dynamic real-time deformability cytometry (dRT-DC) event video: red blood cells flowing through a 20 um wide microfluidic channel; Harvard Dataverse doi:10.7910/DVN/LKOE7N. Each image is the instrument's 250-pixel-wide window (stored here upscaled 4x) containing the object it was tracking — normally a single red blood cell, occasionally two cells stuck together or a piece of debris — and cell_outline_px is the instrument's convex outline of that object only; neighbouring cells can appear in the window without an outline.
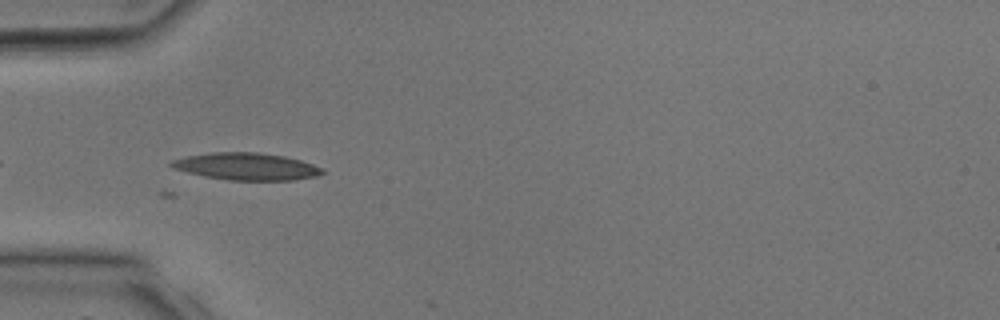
{"species": "common noctule bat (a hibernating species)", "species_latin": "Nyctalus noctula", "temperature_condition": "room temperature", "stored_images_in_passage": 14, "camera_frame_rate_fps": 3000, "um_per_image_px": 0.085, "animal": {"sex": "male", "body_mass_g": 17.9, "forearm_length_mm": 54.2}, "frame": {"image": 1, "passage_image": 10, "time_ms": 3.0, "image_size_px": [1000, 320], "cell_outline_px": [[324, 172], [316, 176], [292, 180], [228, 180], [188, 172], [172, 168], [168, 164], [172, 160], [184, 156], [212, 152], [256, 152], [284, 156], [300, 160], [324, 168]], "centroid_in_image_um": [20.93, 14.14], "position_along_channel_um": 64.1, "area_um2": 23.76}}